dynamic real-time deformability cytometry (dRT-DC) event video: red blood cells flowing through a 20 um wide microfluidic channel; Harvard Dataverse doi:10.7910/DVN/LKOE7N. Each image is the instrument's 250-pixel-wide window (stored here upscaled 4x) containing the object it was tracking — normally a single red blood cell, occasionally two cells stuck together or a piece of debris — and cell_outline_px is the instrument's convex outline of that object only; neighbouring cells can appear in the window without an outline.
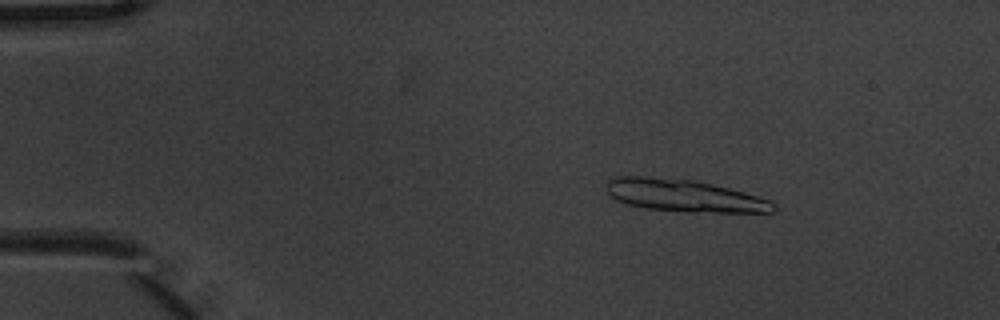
{"species": "common noctule bat (a hibernating species)", "species_latin": "Nyctalus noctula", "temperature_condition": "warm", "stored_images_in_passage": 7, "segment_of_instrument_passage": [1, 2], "camera_frame_rate_fps": 3000, "um_per_image_px": 0.085, "animal": {"sex": "male", "body_mass_g": 20.1, "forearm_length_mm": 53.5}, "frame": {"image": 1, "passage_image": 3, "time_ms": 0.667, "image_size_px": [1000, 320], "cell_outline_px": [[776, 208], [772, 212], [688, 212], [648, 208], [628, 204], [616, 200], [604, 188], [608, 180], [612, 176], [640, 176], [692, 180], [712, 184], [744, 192], [772, 200], [776, 204]], "centroid_in_image_um": [58.15, 16.62], "position_along_channel_um": 26.9, "area_um2": 31.33}}